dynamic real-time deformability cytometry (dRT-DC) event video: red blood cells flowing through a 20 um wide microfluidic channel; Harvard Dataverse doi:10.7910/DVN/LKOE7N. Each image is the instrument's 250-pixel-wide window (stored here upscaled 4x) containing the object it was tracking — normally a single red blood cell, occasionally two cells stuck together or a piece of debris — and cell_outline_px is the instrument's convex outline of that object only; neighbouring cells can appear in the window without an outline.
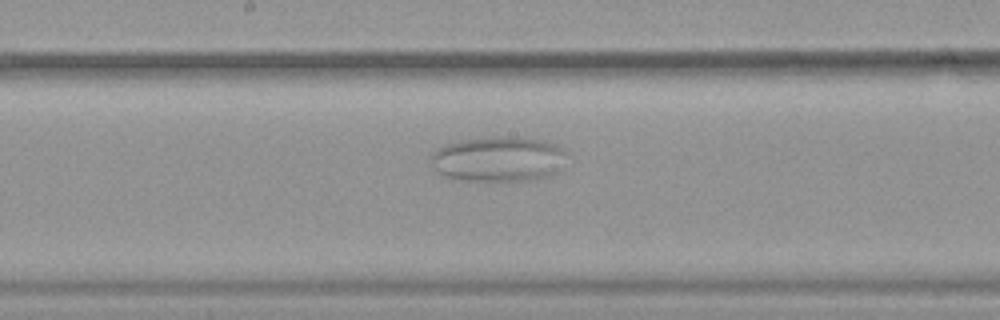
{"species": "common noctule bat (a hibernating species)", "species_latin": "Nyctalus noctula", "temperature_condition": "warm", "stored_images_in_passage": 32, "camera_frame_rate_fps": 3000, "um_per_image_px": 0.085, "animal": {"sex": "female", "body_mass_g": 19.9}, "frame": {"image": 1, "passage_image": 13, "time_ms": 4.0, "image_size_px": [1000, 320], "cell_outline_px": [[564, 152], [556, 172], [552, 176], [532, 180], [456, 180], [444, 176], [436, 168], [432, 160], [432, 156], [440, 148], [448, 144], [460, 140], [512, 136], [524, 136], [548, 140], [560, 148]], "centroid_in_image_um": [42.39, 13.51], "position_along_channel_um": 205.8, "area_um2": 35.14}}
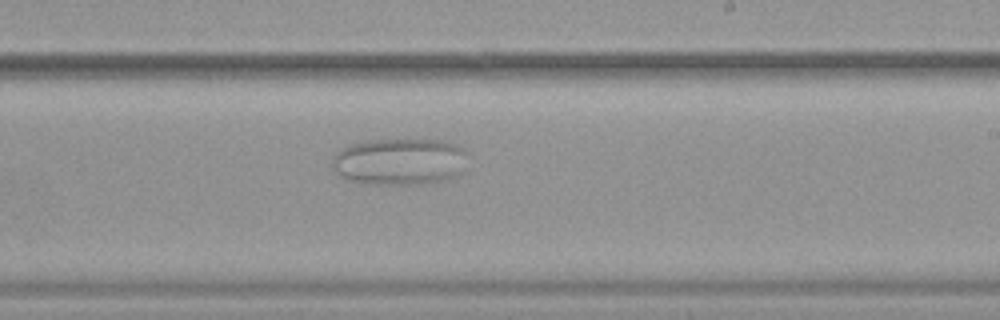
{"frame": {"image": 2, "passage_image": 17, "time_ms": 5.333, "image_size_px": [1000, 320], "cell_outline_px": [[464, 152], [460, 172], [456, 176], [448, 180], [424, 184], [360, 184], [344, 180], [332, 168], [332, 160], [336, 152], [340, 148], [352, 144], [376, 140], [448, 140], [464, 148]], "centroid_in_image_um": [33.9, 13.75], "position_along_channel_um": 255.1, "area_um2": 37.17}}
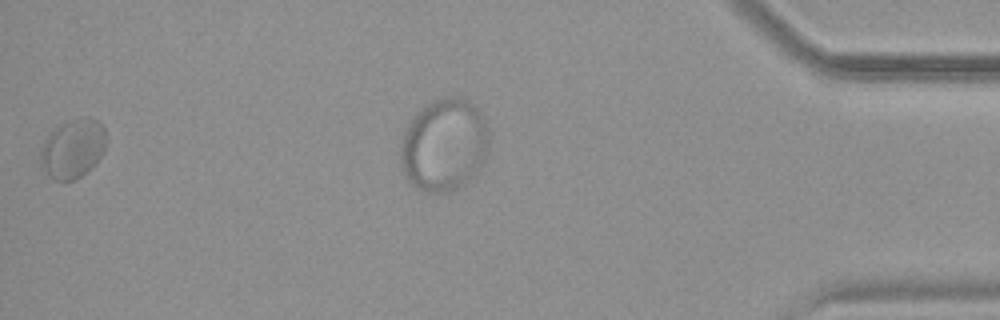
{"frame": {"image": 3, "passage_image": 31, "time_ms": 10.0, "image_size_px": [1000, 320], "cell_outline_px": [[104, 152], [96, 164], [92, 168], [80, 176], [72, 180], [56, 180], [40, 164], [40, 152], [44, 140], [56, 128], [64, 124], [84, 120], [96, 120], [104, 128]], "centroid_in_image_um": [6.19, 12.7], "position_along_channel_um": 429.0, "area_um2": 21.5}}